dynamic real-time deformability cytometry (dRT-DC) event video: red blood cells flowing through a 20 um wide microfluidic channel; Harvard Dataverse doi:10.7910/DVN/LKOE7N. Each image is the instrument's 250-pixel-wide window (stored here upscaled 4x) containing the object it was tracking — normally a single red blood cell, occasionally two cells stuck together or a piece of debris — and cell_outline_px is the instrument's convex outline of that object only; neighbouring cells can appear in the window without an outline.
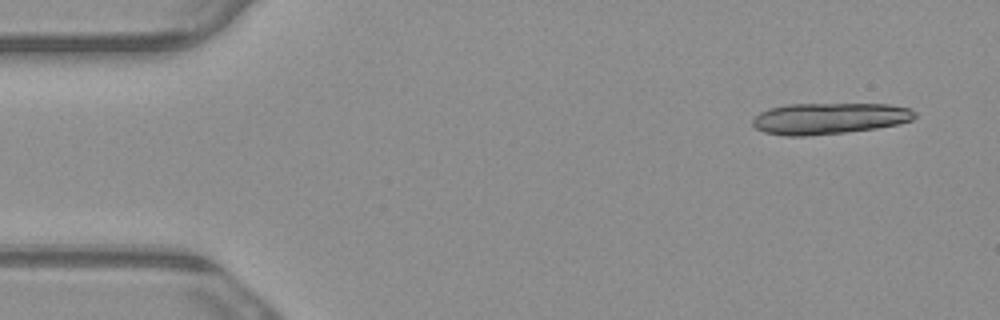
{"species": "common noctule bat (a hibernating species)", "species_latin": "Nyctalus noctula", "temperature_condition": "warm", "stored_images_in_passage": 5, "segment_of_instrument_passage": [1, 2], "camera_frame_rate_fps": 3000, "um_per_image_px": 0.085, "animal": {"sex": "male", "body_mass_g": 23.1, "forearm_length_mm": 52.7}, "frame": {"image": 1, "passage_image": 1, "time_ms": 0.0, "image_size_px": [1000, 320], "cell_outline_px": [[916, 116], [912, 120], [900, 124], [876, 128], [844, 132], [808, 136], [784, 136], [764, 132], [756, 128], [752, 124], [752, 120], [760, 112], [768, 108], [784, 104], [888, 104], [912, 108], [916, 112]], "centroid_in_image_um": [70.49, 10.06], "position_along_channel_um": 14.5, "area_um2": 29.82}}